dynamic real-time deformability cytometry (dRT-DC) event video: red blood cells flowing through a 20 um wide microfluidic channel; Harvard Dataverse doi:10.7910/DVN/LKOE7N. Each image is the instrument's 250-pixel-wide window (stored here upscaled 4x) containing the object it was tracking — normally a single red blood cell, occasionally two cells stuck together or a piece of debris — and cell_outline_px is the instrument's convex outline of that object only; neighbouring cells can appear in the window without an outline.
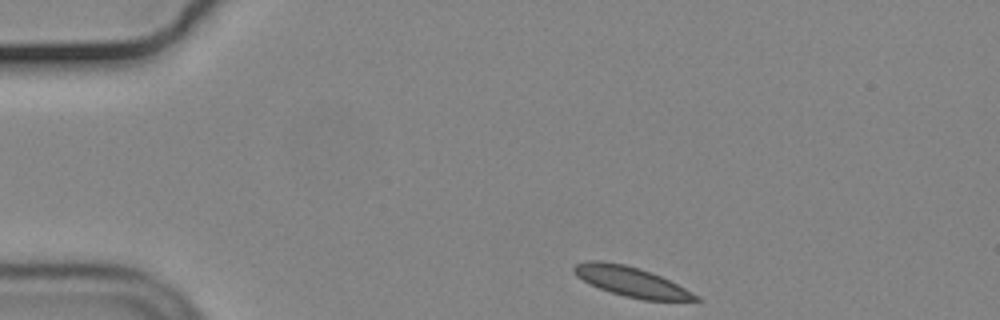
{"species": "common noctule bat (a hibernating species)", "species_latin": "Nyctalus noctula", "temperature_condition": "cold", "stored_images_in_passage": 40, "camera_frame_rate_fps": 3000, "um_per_image_px": 0.085, "animal": {"sex": "male", "body_mass_g": 19.2, "forearm_length_mm": 51.8}, "frame": {"image": 1, "passage_image": 1, "time_ms": 0.0, "image_size_px": [1000, 320], "cell_outline_px": [[704, 300], [644, 300], [624, 296], [600, 288], [576, 276], [572, 272], [572, 268], [576, 264], [588, 260], [604, 260], [624, 264], [640, 268], [660, 276], [700, 296]], "centroid_in_image_um": [53.63, 23.92], "position_along_channel_um": 31.4, "area_um2": 20.92}}
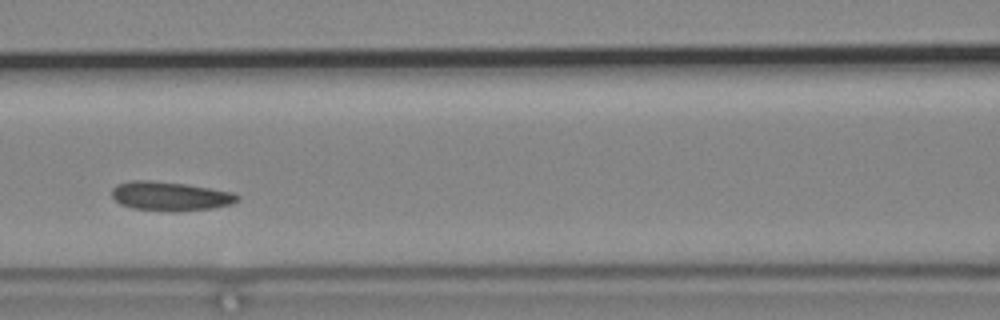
{"frame": {"image": 2, "passage_image": 16, "time_ms": 5.0, "image_size_px": [1000, 320], "cell_outline_px": [[240, 200], [232, 204], [212, 208], [176, 212], [132, 208], [120, 204], [112, 196], [112, 188], [116, 184], [132, 180], [152, 180], [184, 184], [232, 192], [240, 196]], "centroid_in_image_um": [14.46, 16.68], "position_along_channel_um": 152.1, "area_um2": 21.33}}
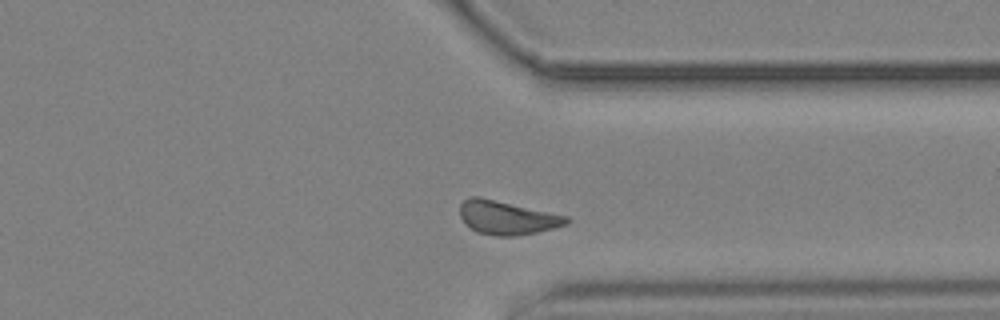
{"frame": {"image": 3, "passage_image": 34, "time_ms": 11.0, "image_size_px": [1000, 320], "cell_outline_px": [[572, 220], [568, 224], [536, 232], [512, 236], [496, 236], [476, 232], [460, 216], [460, 204], [468, 196], [480, 196], [568, 216]], "centroid_in_image_um": [43.11, 18.48], "position_along_channel_um": 368.3, "area_um2": 20.87}, "authors_computed_cell_mechanics": {"area_um2": 20.7791, "velocity_mm_per_s": 3.609, "shape_relaxation_time_tau1_ms": 4.2146, "shape_relaxation_time_tau2_ms": 4.0222, "deformation_change_tau1": 0.0891, "deformation_change_tau2": 0.094}}